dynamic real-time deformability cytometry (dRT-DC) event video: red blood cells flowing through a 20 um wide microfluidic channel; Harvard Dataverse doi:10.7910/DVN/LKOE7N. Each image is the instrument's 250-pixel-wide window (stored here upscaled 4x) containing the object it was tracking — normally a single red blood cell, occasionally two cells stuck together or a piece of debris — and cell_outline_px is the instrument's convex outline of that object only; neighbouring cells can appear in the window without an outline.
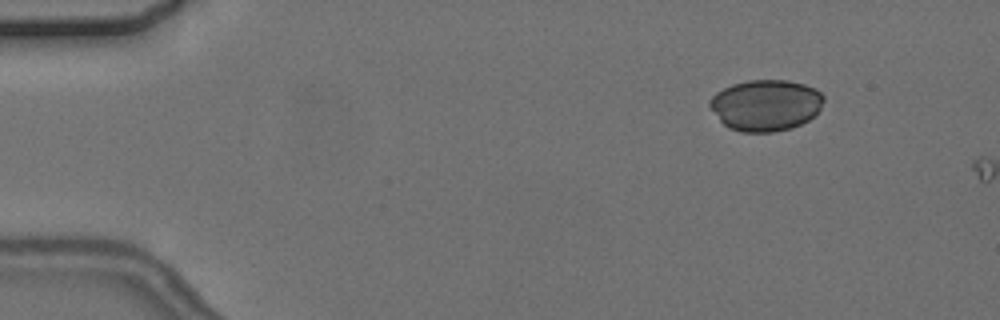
{"species": "common noctule bat (a hibernating species)", "species_latin": "Nyctalus noctula", "temperature_condition": "cold", "stored_images_in_passage": 4, "camera_frame_rate_fps": 3000, "um_per_image_px": 0.085, "animal": {"sex": "female", "body_mass_g": 24.6, "forearm_length_mm": 56.2}, "frame": {"image": 1, "passage_image": 3, "time_ms": 2.0, "image_size_px": [1000, 320], "cell_outline_px": [[824, 100], [820, 108], [808, 120], [792, 128], [772, 132], [740, 132], [728, 128], [720, 120], [708, 104], [708, 100], [716, 92], [732, 84], [748, 80], [788, 80], [804, 84], [816, 88], [824, 96]], "centroid_in_image_um": [65.08, 8.93], "position_along_channel_um": 19.9, "area_um2": 34.1}}